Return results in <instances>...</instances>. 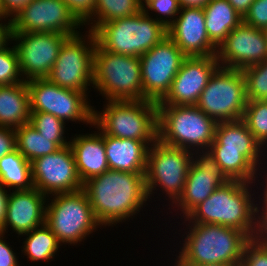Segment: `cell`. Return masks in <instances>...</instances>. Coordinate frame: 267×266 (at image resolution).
I'll return each instance as SVG.
<instances>
[{"instance_id":"cell-25","label":"cell","mask_w":267,"mask_h":266,"mask_svg":"<svg viewBox=\"0 0 267 266\" xmlns=\"http://www.w3.org/2000/svg\"><path fill=\"white\" fill-rule=\"evenodd\" d=\"M31 115L26 81L0 86V126L18 128L29 123Z\"/></svg>"},{"instance_id":"cell-37","label":"cell","mask_w":267,"mask_h":266,"mask_svg":"<svg viewBox=\"0 0 267 266\" xmlns=\"http://www.w3.org/2000/svg\"><path fill=\"white\" fill-rule=\"evenodd\" d=\"M75 16V18L84 26L93 18L97 0H62Z\"/></svg>"},{"instance_id":"cell-48","label":"cell","mask_w":267,"mask_h":266,"mask_svg":"<svg viewBox=\"0 0 267 266\" xmlns=\"http://www.w3.org/2000/svg\"><path fill=\"white\" fill-rule=\"evenodd\" d=\"M174 266H238L234 264H222V263H217V264H174Z\"/></svg>"},{"instance_id":"cell-36","label":"cell","mask_w":267,"mask_h":266,"mask_svg":"<svg viewBox=\"0 0 267 266\" xmlns=\"http://www.w3.org/2000/svg\"><path fill=\"white\" fill-rule=\"evenodd\" d=\"M240 265L267 266V245L257 244L251 239L244 248Z\"/></svg>"},{"instance_id":"cell-17","label":"cell","mask_w":267,"mask_h":266,"mask_svg":"<svg viewBox=\"0 0 267 266\" xmlns=\"http://www.w3.org/2000/svg\"><path fill=\"white\" fill-rule=\"evenodd\" d=\"M34 188L47 197L83 189L70 145L31 162Z\"/></svg>"},{"instance_id":"cell-19","label":"cell","mask_w":267,"mask_h":266,"mask_svg":"<svg viewBox=\"0 0 267 266\" xmlns=\"http://www.w3.org/2000/svg\"><path fill=\"white\" fill-rule=\"evenodd\" d=\"M220 67L243 70L267 59V43L262 29L243 21L218 46L216 52Z\"/></svg>"},{"instance_id":"cell-33","label":"cell","mask_w":267,"mask_h":266,"mask_svg":"<svg viewBox=\"0 0 267 266\" xmlns=\"http://www.w3.org/2000/svg\"><path fill=\"white\" fill-rule=\"evenodd\" d=\"M247 100H267V59L242 70Z\"/></svg>"},{"instance_id":"cell-47","label":"cell","mask_w":267,"mask_h":266,"mask_svg":"<svg viewBox=\"0 0 267 266\" xmlns=\"http://www.w3.org/2000/svg\"><path fill=\"white\" fill-rule=\"evenodd\" d=\"M266 179H267V177H266ZM266 186H265V188H264V192L262 193L263 194V197H262V202H263V205H262V209H260V207L258 206V205H260V204H256L255 205V211H267V180H266Z\"/></svg>"},{"instance_id":"cell-9","label":"cell","mask_w":267,"mask_h":266,"mask_svg":"<svg viewBox=\"0 0 267 266\" xmlns=\"http://www.w3.org/2000/svg\"><path fill=\"white\" fill-rule=\"evenodd\" d=\"M47 201L45 224L57 237L60 245L77 244L102 227L96 220L88 196L83 189L52 195ZM49 202V203H48ZM95 230V231H94Z\"/></svg>"},{"instance_id":"cell-43","label":"cell","mask_w":267,"mask_h":266,"mask_svg":"<svg viewBox=\"0 0 267 266\" xmlns=\"http://www.w3.org/2000/svg\"><path fill=\"white\" fill-rule=\"evenodd\" d=\"M3 19L4 21H7V18L0 17V50L8 46L7 44H9L8 41H11L12 34L11 20L8 19L7 23H2Z\"/></svg>"},{"instance_id":"cell-40","label":"cell","mask_w":267,"mask_h":266,"mask_svg":"<svg viewBox=\"0 0 267 266\" xmlns=\"http://www.w3.org/2000/svg\"><path fill=\"white\" fill-rule=\"evenodd\" d=\"M16 149V133L14 128L0 126V159Z\"/></svg>"},{"instance_id":"cell-16","label":"cell","mask_w":267,"mask_h":266,"mask_svg":"<svg viewBox=\"0 0 267 266\" xmlns=\"http://www.w3.org/2000/svg\"><path fill=\"white\" fill-rule=\"evenodd\" d=\"M81 26L62 0H32L11 19L12 33L52 32L74 36L80 33Z\"/></svg>"},{"instance_id":"cell-42","label":"cell","mask_w":267,"mask_h":266,"mask_svg":"<svg viewBox=\"0 0 267 266\" xmlns=\"http://www.w3.org/2000/svg\"><path fill=\"white\" fill-rule=\"evenodd\" d=\"M5 233L0 231V266H20L16 253L12 250L11 246L5 241ZM4 236V237H3ZM4 239V240H3Z\"/></svg>"},{"instance_id":"cell-12","label":"cell","mask_w":267,"mask_h":266,"mask_svg":"<svg viewBox=\"0 0 267 266\" xmlns=\"http://www.w3.org/2000/svg\"><path fill=\"white\" fill-rule=\"evenodd\" d=\"M86 32L87 40L78 33L64 41L47 78L57 86L87 95L88 86L93 85L96 38L93 32Z\"/></svg>"},{"instance_id":"cell-4","label":"cell","mask_w":267,"mask_h":266,"mask_svg":"<svg viewBox=\"0 0 267 266\" xmlns=\"http://www.w3.org/2000/svg\"><path fill=\"white\" fill-rule=\"evenodd\" d=\"M188 227L175 264L240 265L244 248L251 240L244 232L217 224L189 223Z\"/></svg>"},{"instance_id":"cell-10","label":"cell","mask_w":267,"mask_h":266,"mask_svg":"<svg viewBox=\"0 0 267 266\" xmlns=\"http://www.w3.org/2000/svg\"><path fill=\"white\" fill-rule=\"evenodd\" d=\"M192 156V151L169 146L159 140L154 142L148 149L145 170L148 198L155 193L156 187H160L173 207L182 195Z\"/></svg>"},{"instance_id":"cell-23","label":"cell","mask_w":267,"mask_h":266,"mask_svg":"<svg viewBox=\"0 0 267 266\" xmlns=\"http://www.w3.org/2000/svg\"><path fill=\"white\" fill-rule=\"evenodd\" d=\"M99 132L92 134H75L70 139L78 176L82 183L102 175L109 170L105 152L104 133L96 126ZM97 132V133H96Z\"/></svg>"},{"instance_id":"cell-8","label":"cell","mask_w":267,"mask_h":266,"mask_svg":"<svg viewBox=\"0 0 267 266\" xmlns=\"http://www.w3.org/2000/svg\"><path fill=\"white\" fill-rule=\"evenodd\" d=\"M92 87L107 101L145 100L140 57L112 53L96 44Z\"/></svg>"},{"instance_id":"cell-34","label":"cell","mask_w":267,"mask_h":266,"mask_svg":"<svg viewBox=\"0 0 267 266\" xmlns=\"http://www.w3.org/2000/svg\"><path fill=\"white\" fill-rule=\"evenodd\" d=\"M24 82L19 69L15 46L0 50V86Z\"/></svg>"},{"instance_id":"cell-5","label":"cell","mask_w":267,"mask_h":266,"mask_svg":"<svg viewBox=\"0 0 267 266\" xmlns=\"http://www.w3.org/2000/svg\"><path fill=\"white\" fill-rule=\"evenodd\" d=\"M93 126L104 134L143 141L148 147L158 140V108L152 101H107L100 112L93 108Z\"/></svg>"},{"instance_id":"cell-38","label":"cell","mask_w":267,"mask_h":266,"mask_svg":"<svg viewBox=\"0 0 267 266\" xmlns=\"http://www.w3.org/2000/svg\"><path fill=\"white\" fill-rule=\"evenodd\" d=\"M243 22L257 29L267 27V0H255L243 17Z\"/></svg>"},{"instance_id":"cell-35","label":"cell","mask_w":267,"mask_h":266,"mask_svg":"<svg viewBox=\"0 0 267 266\" xmlns=\"http://www.w3.org/2000/svg\"><path fill=\"white\" fill-rule=\"evenodd\" d=\"M180 9L181 7L178 0H157L153 1L144 11L150 12L151 10L158 13L160 17L156 15L154 18L168 28L176 19V15L179 14Z\"/></svg>"},{"instance_id":"cell-49","label":"cell","mask_w":267,"mask_h":266,"mask_svg":"<svg viewBox=\"0 0 267 266\" xmlns=\"http://www.w3.org/2000/svg\"><path fill=\"white\" fill-rule=\"evenodd\" d=\"M153 1L157 0H142V10H145Z\"/></svg>"},{"instance_id":"cell-39","label":"cell","mask_w":267,"mask_h":266,"mask_svg":"<svg viewBox=\"0 0 267 266\" xmlns=\"http://www.w3.org/2000/svg\"><path fill=\"white\" fill-rule=\"evenodd\" d=\"M255 214V230L251 239L257 244L267 245V211H255Z\"/></svg>"},{"instance_id":"cell-2","label":"cell","mask_w":267,"mask_h":266,"mask_svg":"<svg viewBox=\"0 0 267 266\" xmlns=\"http://www.w3.org/2000/svg\"><path fill=\"white\" fill-rule=\"evenodd\" d=\"M250 185V186H249ZM252 183L229 180L185 217L188 223L217 224L244 232L250 239L255 230V199ZM251 188V189H250Z\"/></svg>"},{"instance_id":"cell-26","label":"cell","mask_w":267,"mask_h":266,"mask_svg":"<svg viewBox=\"0 0 267 266\" xmlns=\"http://www.w3.org/2000/svg\"><path fill=\"white\" fill-rule=\"evenodd\" d=\"M205 26L210 41L218 46L243 18L227 0H210L204 7Z\"/></svg>"},{"instance_id":"cell-46","label":"cell","mask_w":267,"mask_h":266,"mask_svg":"<svg viewBox=\"0 0 267 266\" xmlns=\"http://www.w3.org/2000/svg\"><path fill=\"white\" fill-rule=\"evenodd\" d=\"M180 7H199L203 8L206 4L210 2V0H178Z\"/></svg>"},{"instance_id":"cell-50","label":"cell","mask_w":267,"mask_h":266,"mask_svg":"<svg viewBox=\"0 0 267 266\" xmlns=\"http://www.w3.org/2000/svg\"><path fill=\"white\" fill-rule=\"evenodd\" d=\"M262 32H263V34H264V38H265L266 43H267V27L264 28V29H262Z\"/></svg>"},{"instance_id":"cell-18","label":"cell","mask_w":267,"mask_h":266,"mask_svg":"<svg viewBox=\"0 0 267 266\" xmlns=\"http://www.w3.org/2000/svg\"><path fill=\"white\" fill-rule=\"evenodd\" d=\"M192 155L194 156H192L182 195L174 205V207L177 205V210H181L183 218L218 187L229 181L209 150L201 152L197 149L192 151Z\"/></svg>"},{"instance_id":"cell-21","label":"cell","mask_w":267,"mask_h":266,"mask_svg":"<svg viewBox=\"0 0 267 266\" xmlns=\"http://www.w3.org/2000/svg\"><path fill=\"white\" fill-rule=\"evenodd\" d=\"M167 34L187 57L216 56L217 47L208 37L203 8H181Z\"/></svg>"},{"instance_id":"cell-41","label":"cell","mask_w":267,"mask_h":266,"mask_svg":"<svg viewBox=\"0 0 267 266\" xmlns=\"http://www.w3.org/2000/svg\"><path fill=\"white\" fill-rule=\"evenodd\" d=\"M32 0H0V16L15 17Z\"/></svg>"},{"instance_id":"cell-28","label":"cell","mask_w":267,"mask_h":266,"mask_svg":"<svg viewBox=\"0 0 267 266\" xmlns=\"http://www.w3.org/2000/svg\"><path fill=\"white\" fill-rule=\"evenodd\" d=\"M16 149L30 163L48 154L55 153L60 147L51 141V138L41 134L30 123L24 124L15 129Z\"/></svg>"},{"instance_id":"cell-3","label":"cell","mask_w":267,"mask_h":266,"mask_svg":"<svg viewBox=\"0 0 267 266\" xmlns=\"http://www.w3.org/2000/svg\"><path fill=\"white\" fill-rule=\"evenodd\" d=\"M262 150L264 148L242 119L217 123L209 148L229 180L252 184L256 183L257 170L263 164L260 160V156L265 155Z\"/></svg>"},{"instance_id":"cell-32","label":"cell","mask_w":267,"mask_h":266,"mask_svg":"<svg viewBox=\"0 0 267 266\" xmlns=\"http://www.w3.org/2000/svg\"><path fill=\"white\" fill-rule=\"evenodd\" d=\"M29 123L33 126L41 136L51 138L52 142H55L60 148L70 144V141H66L64 137L65 122L58 119L56 116L46 113L31 111Z\"/></svg>"},{"instance_id":"cell-27","label":"cell","mask_w":267,"mask_h":266,"mask_svg":"<svg viewBox=\"0 0 267 266\" xmlns=\"http://www.w3.org/2000/svg\"><path fill=\"white\" fill-rule=\"evenodd\" d=\"M0 183L12 191L29 190L34 187L31 163L17 149L0 159Z\"/></svg>"},{"instance_id":"cell-22","label":"cell","mask_w":267,"mask_h":266,"mask_svg":"<svg viewBox=\"0 0 267 266\" xmlns=\"http://www.w3.org/2000/svg\"><path fill=\"white\" fill-rule=\"evenodd\" d=\"M46 198L47 196L34 187L29 190L10 191L6 218L0 231L5 233L11 226L19 237L45 224Z\"/></svg>"},{"instance_id":"cell-20","label":"cell","mask_w":267,"mask_h":266,"mask_svg":"<svg viewBox=\"0 0 267 266\" xmlns=\"http://www.w3.org/2000/svg\"><path fill=\"white\" fill-rule=\"evenodd\" d=\"M219 67L216 56L186 57L170 91L157 105H196L201 92Z\"/></svg>"},{"instance_id":"cell-14","label":"cell","mask_w":267,"mask_h":266,"mask_svg":"<svg viewBox=\"0 0 267 266\" xmlns=\"http://www.w3.org/2000/svg\"><path fill=\"white\" fill-rule=\"evenodd\" d=\"M186 57L169 36L140 56L145 101L159 103L164 99Z\"/></svg>"},{"instance_id":"cell-15","label":"cell","mask_w":267,"mask_h":266,"mask_svg":"<svg viewBox=\"0 0 267 266\" xmlns=\"http://www.w3.org/2000/svg\"><path fill=\"white\" fill-rule=\"evenodd\" d=\"M68 35L52 32L12 33L24 81L47 78Z\"/></svg>"},{"instance_id":"cell-7","label":"cell","mask_w":267,"mask_h":266,"mask_svg":"<svg viewBox=\"0 0 267 266\" xmlns=\"http://www.w3.org/2000/svg\"><path fill=\"white\" fill-rule=\"evenodd\" d=\"M157 108L159 141L189 151L209 150L217 126L214 119L196 105H157Z\"/></svg>"},{"instance_id":"cell-11","label":"cell","mask_w":267,"mask_h":266,"mask_svg":"<svg viewBox=\"0 0 267 266\" xmlns=\"http://www.w3.org/2000/svg\"><path fill=\"white\" fill-rule=\"evenodd\" d=\"M242 70L219 67L196 106L217 123L241 120L247 104Z\"/></svg>"},{"instance_id":"cell-30","label":"cell","mask_w":267,"mask_h":266,"mask_svg":"<svg viewBox=\"0 0 267 266\" xmlns=\"http://www.w3.org/2000/svg\"><path fill=\"white\" fill-rule=\"evenodd\" d=\"M142 11V0H97L89 31L94 32L101 24L132 16ZM95 17V18H94ZM96 19V20H95Z\"/></svg>"},{"instance_id":"cell-6","label":"cell","mask_w":267,"mask_h":266,"mask_svg":"<svg viewBox=\"0 0 267 266\" xmlns=\"http://www.w3.org/2000/svg\"><path fill=\"white\" fill-rule=\"evenodd\" d=\"M93 33L101 49L137 57L168 36L167 28L144 10L103 23Z\"/></svg>"},{"instance_id":"cell-29","label":"cell","mask_w":267,"mask_h":266,"mask_svg":"<svg viewBox=\"0 0 267 266\" xmlns=\"http://www.w3.org/2000/svg\"><path fill=\"white\" fill-rule=\"evenodd\" d=\"M23 235H27V237L23 242L22 253L24 251V255L31 261H52L61 246L57 237L46 224L34 228L21 236Z\"/></svg>"},{"instance_id":"cell-45","label":"cell","mask_w":267,"mask_h":266,"mask_svg":"<svg viewBox=\"0 0 267 266\" xmlns=\"http://www.w3.org/2000/svg\"><path fill=\"white\" fill-rule=\"evenodd\" d=\"M227 1L243 18L245 14L249 11L250 5L255 0H227Z\"/></svg>"},{"instance_id":"cell-44","label":"cell","mask_w":267,"mask_h":266,"mask_svg":"<svg viewBox=\"0 0 267 266\" xmlns=\"http://www.w3.org/2000/svg\"><path fill=\"white\" fill-rule=\"evenodd\" d=\"M7 193L9 192L0 183V230L3 228L6 218L8 195H9Z\"/></svg>"},{"instance_id":"cell-31","label":"cell","mask_w":267,"mask_h":266,"mask_svg":"<svg viewBox=\"0 0 267 266\" xmlns=\"http://www.w3.org/2000/svg\"><path fill=\"white\" fill-rule=\"evenodd\" d=\"M242 120L255 139L267 147V100L247 101Z\"/></svg>"},{"instance_id":"cell-1","label":"cell","mask_w":267,"mask_h":266,"mask_svg":"<svg viewBox=\"0 0 267 266\" xmlns=\"http://www.w3.org/2000/svg\"><path fill=\"white\" fill-rule=\"evenodd\" d=\"M83 190L103 227L130 220L149 200L145 173L107 170L83 183Z\"/></svg>"},{"instance_id":"cell-24","label":"cell","mask_w":267,"mask_h":266,"mask_svg":"<svg viewBox=\"0 0 267 266\" xmlns=\"http://www.w3.org/2000/svg\"><path fill=\"white\" fill-rule=\"evenodd\" d=\"M109 170L145 173L149 147L135 139H121L104 134Z\"/></svg>"},{"instance_id":"cell-13","label":"cell","mask_w":267,"mask_h":266,"mask_svg":"<svg viewBox=\"0 0 267 266\" xmlns=\"http://www.w3.org/2000/svg\"><path fill=\"white\" fill-rule=\"evenodd\" d=\"M30 111L46 112L63 122L93 124V108L85 93L57 86L48 78L26 81ZM89 102V103H88Z\"/></svg>"}]
</instances>
